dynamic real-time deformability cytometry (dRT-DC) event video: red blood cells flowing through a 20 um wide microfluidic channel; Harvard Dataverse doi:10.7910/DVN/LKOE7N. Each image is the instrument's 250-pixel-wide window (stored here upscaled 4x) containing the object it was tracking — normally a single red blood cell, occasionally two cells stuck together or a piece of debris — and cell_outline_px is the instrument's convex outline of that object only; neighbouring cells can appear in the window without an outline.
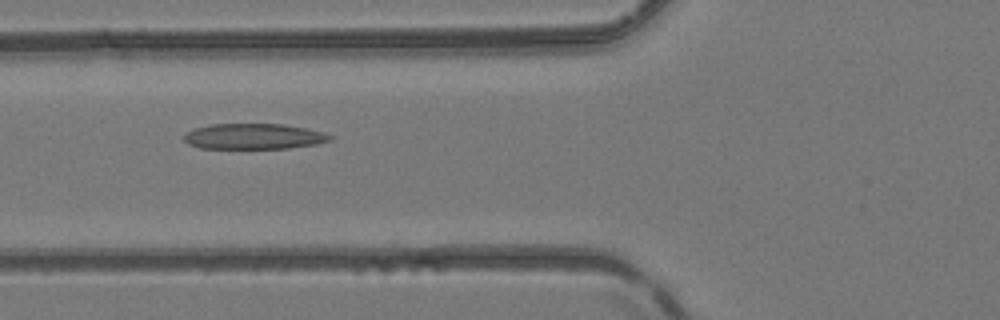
{"species": "common noctule bat (a hibernating species)", "species_latin": "Nyctalus noctula", "temperature_condition": "room temperature", "stored_images_in_passage": 50, "camera_frame_rate_fps": 3000, "um_per_image_px": 0.085, "animal": {"sex": "female", "body_mass_g": 24.6, "forearm_length_mm": 56.2}, "frame": {"image": 1, "passage_image": 20, "time_ms": 6.333, "image_size_px": [1000, 320], "cell_outline_px": [[332, 140], [316, 144], [288, 148], [200, 148], [188, 144], [184, 140], [184, 136], [188, 132], [196, 128], [212, 124], [284, 124], [324, 132], [332, 136]], "centroid_in_image_um": [21.59, 11.59], "position_along_channel_um": 104.2, "area_um2": 21.62}}
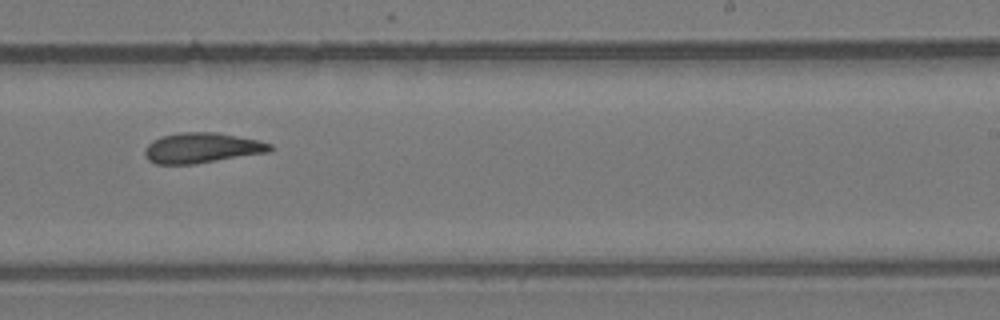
{"frame": {"image": 2, "passage_image": 32, "time_ms": 10.333, "image_size_px": [1000, 320], "cell_outline_px": [[276, 148], [272, 152], [196, 164], [156, 164], [148, 160], [144, 156], [144, 148], [152, 140], [160, 136], [184, 132], [216, 132], [256, 140], [272, 144]], "centroid_in_image_um": [17.17, 12.58], "position_along_channel_um": 271.8, "area_um2": 22.43}}
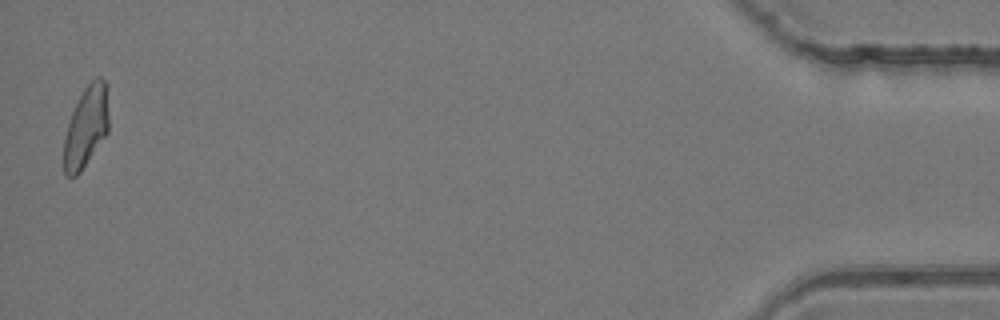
{"frame": {"image": 3, "passage_image": 50, "time_ms": 16.333, "image_size_px": [1000, 320], "cell_outline_px": [[108, 132], [80, 172], [76, 176], [64, 176], [64, 136], [72, 112], [84, 88], [96, 76], [100, 76], [108, 84]], "centroid_in_image_um": [7.34, 10.75], "position_along_channel_um": 427.9, "area_um2": 21.27}, "authors_computed_cell_mechanics": {"area_um2": 22.3108, "velocity_mm_per_s": 4.1836, "shape_relaxation_time_tau1_ms": null, "shape_relaxation_time_tau2_ms": 3.4916, "deformation_change_tau1": null, "deformation_change_tau2": 0.1245}}